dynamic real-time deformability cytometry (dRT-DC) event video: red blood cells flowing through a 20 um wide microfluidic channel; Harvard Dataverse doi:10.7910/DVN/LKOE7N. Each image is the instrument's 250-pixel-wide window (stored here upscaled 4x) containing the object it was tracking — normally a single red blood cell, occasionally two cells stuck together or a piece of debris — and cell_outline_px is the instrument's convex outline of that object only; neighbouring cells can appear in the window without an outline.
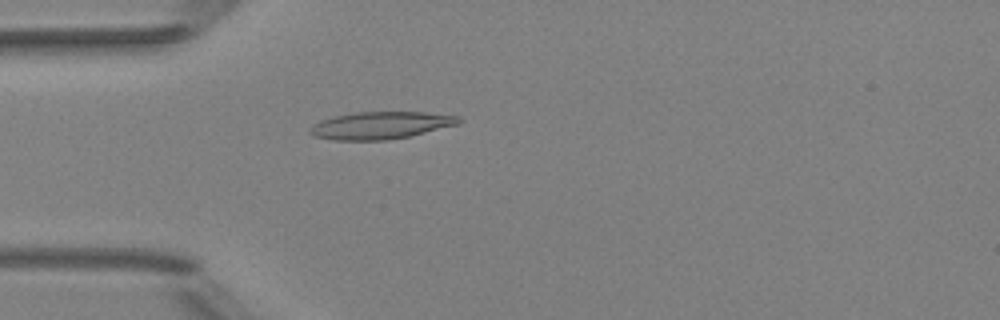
{"species": "Egyptian fruit bat (a non-hibernating species)", "species_latin": "Rousettus aegyptiacus", "temperature_condition": "room temperature", "stored_images_in_passage": 3, "camera_frame_rate_fps": 3000, "um_per_image_px": 0.085, "animal": {"sex": "female"}, "frame": {"image": 1, "passage_image": 3, "time_ms": 2.333, "image_size_px": [1000, 320], "cell_outline_px": [[464, 120], [460, 124], [408, 136], [388, 140], [336, 140], [312, 136], [308, 132], [308, 128], [312, 124], [320, 120], [332, 116], [356, 112], [424, 112], [460, 116]], "centroid_in_image_um": [32.33, 10.65], "position_along_channel_um": 52.7, "area_um2": 23.93}}